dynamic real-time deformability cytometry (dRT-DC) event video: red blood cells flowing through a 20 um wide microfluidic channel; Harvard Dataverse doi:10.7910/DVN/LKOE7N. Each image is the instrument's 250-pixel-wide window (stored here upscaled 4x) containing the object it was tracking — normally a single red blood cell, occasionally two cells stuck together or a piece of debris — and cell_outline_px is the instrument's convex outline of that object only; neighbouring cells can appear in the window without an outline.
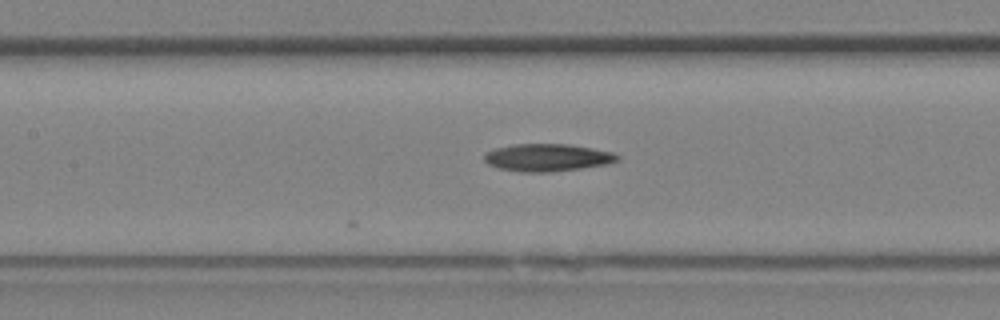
{"species": "Egyptian fruit bat (a non-hibernating species)", "species_latin": "Rousettus aegyptiacus", "temperature_condition": "room temperature", "stored_images_in_passage": 20, "camera_frame_rate_fps": 3000, "um_per_image_px": 0.085, "animal": {"sex": "female"}, "frame": {"image": 1, "passage_image": 11, "time_ms": 3.333, "image_size_px": [1000, 320], "cell_outline_px": [[620, 160], [608, 164], [552, 172], [520, 172], [500, 168], [488, 164], [484, 160], [484, 152], [496, 148], [512, 144], [568, 144], [592, 148], [612, 152], [620, 156]], "centroid_in_image_um": [46.52, 13.39], "position_along_channel_um": 160.9, "area_um2": 21.39}}